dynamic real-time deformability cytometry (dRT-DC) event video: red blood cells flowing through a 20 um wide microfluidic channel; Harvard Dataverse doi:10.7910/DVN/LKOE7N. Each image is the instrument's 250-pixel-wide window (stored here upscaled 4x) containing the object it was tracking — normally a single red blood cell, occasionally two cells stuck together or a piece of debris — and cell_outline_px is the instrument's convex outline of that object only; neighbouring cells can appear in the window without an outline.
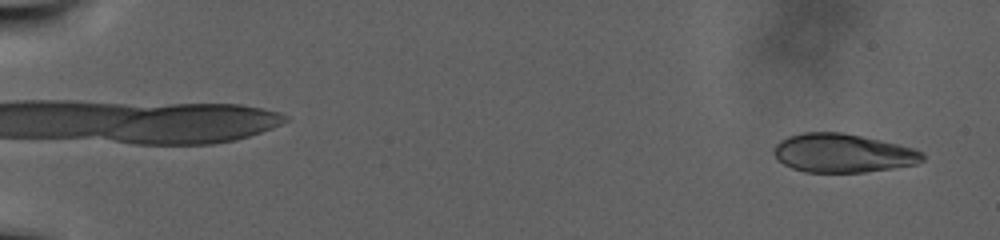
{"species": "human", "species_latin": "Homo sapiens", "temperature_condition": "warm", "stored_images_in_passage": 96, "camera_frame_rate_fps": 3000, "um_per_image_px": 0.085, "donor": {"sex": "male"}, "frame": {"image": 1, "passage_image": 6, "time_ms": 1.667, "image_size_px": [1000, 240], "cell_outline_px": [[924, 160], [916, 164], [892, 168], [864, 172], [804, 172], [792, 168], [776, 160], [772, 152], [772, 148], [780, 140], [788, 136], [804, 132], [840, 132], [860, 136], [896, 144], [912, 148], [924, 152]], "centroid_in_image_um": [71.58, 13.02], "position_along_channel_um": 13.4, "area_um2": 33.52}}
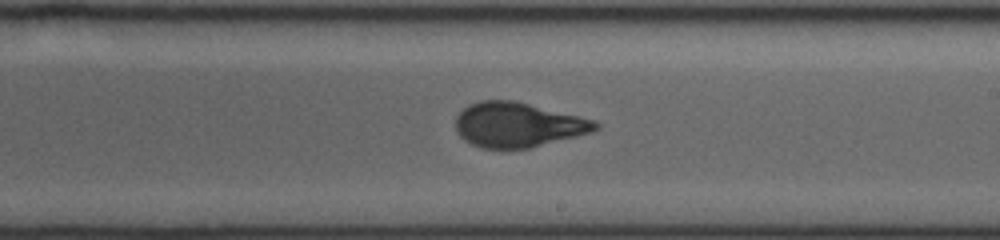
{"frame": {"image": 2, "passage_image": 55, "time_ms": 18.0, "image_size_px": [1000, 240], "cell_outline_px": [[600, 128], [592, 132], [528, 148], [504, 152], [480, 148], [464, 140], [456, 132], [456, 116], [468, 104], [480, 100], [516, 100], [596, 120], [600, 124]], "centroid_in_image_um": [44.0, 10.63], "position_along_channel_um": 245.0, "area_um2": 37.28}}
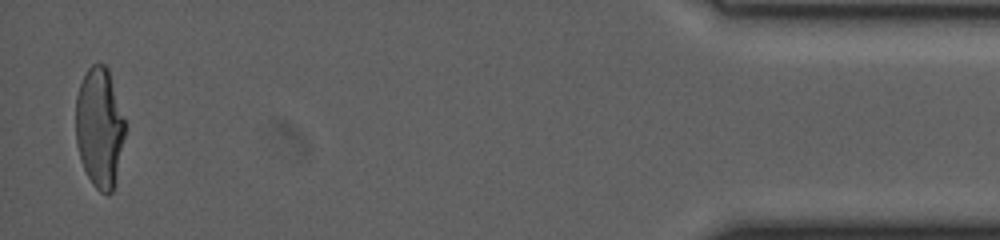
{"frame": {"image": 3, "passage_image": 94, "time_ms": 31.0, "image_size_px": [1000, 240], "cell_outline_px": [[124, 136], [112, 192], [108, 196], [100, 192], [92, 184], [80, 160], [76, 144], [76, 96], [80, 84], [88, 68], [92, 64], [104, 64], [108, 68], [124, 120]], "centroid_in_image_um": [8.43, 10.85], "position_along_channel_um": 426.8, "area_um2": 33.99}}